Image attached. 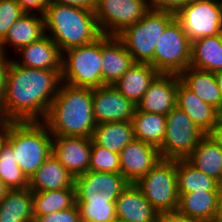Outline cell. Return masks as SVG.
<instances>
[{
  "mask_svg": "<svg viewBox=\"0 0 222 222\" xmlns=\"http://www.w3.org/2000/svg\"><path fill=\"white\" fill-rule=\"evenodd\" d=\"M136 105L113 85L93 88V116L96 124L132 121Z\"/></svg>",
  "mask_w": 222,
  "mask_h": 222,
  "instance_id": "4fadbf2b",
  "label": "cell"
},
{
  "mask_svg": "<svg viewBox=\"0 0 222 222\" xmlns=\"http://www.w3.org/2000/svg\"><path fill=\"white\" fill-rule=\"evenodd\" d=\"M176 172L179 193L219 191V182L216 179L196 169L186 159L176 160Z\"/></svg>",
  "mask_w": 222,
  "mask_h": 222,
  "instance_id": "4dcf8cb0",
  "label": "cell"
},
{
  "mask_svg": "<svg viewBox=\"0 0 222 222\" xmlns=\"http://www.w3.org/2000/svg\"><path fill=\"white\" fill-rule=\"evenodd\" d=\"M158 74L149 63H134L113 86L136 105Z\"/></svg>",
  "mask_w": 222,
  "mask_h": 222,
  "instance_id": "d4e9b609",
  "label": "cell"
},
{
  "mask_svg": "<svg viewBox=\"0 0 222 222\" xmlns=\"http://www.w3.org/2000/svg\"><path fill=\"white\" fill-rule=\"evenodd\" d=\"M117 219L128 222H158L159 212L144 197L135 183L121 192L115 201Z\"/></svg>",
  "mask_w": 222,
  "mask_h": 222,
  "instance_id": "ac0fdd59",
  "label": "cell"
},
{
  "mask_svg": "<svg viewBox=\"0 0 222 222\" xmlns=\"http://www.w3.org/2000/svg\"><path fill=\"white\" fill-rule=\"evenodd\" d=\"M161 159L156 146L134 139L119 153L120 173L129 183H135Z\"/></svg>",
  "mask_w": 222,
  "mask_h": 222,
  "instance_id": "9a60e30c",
  "label": "cell"
},
{
  "mask_svg": "<svg viewBox=\"0 0 222 222\" xmlns=\"http://www.w3.org/2000/svg\"><path fill=\"white\" fill-rule=\"evenodd\" d=\"M44 20L46 35L61 52L92 43L102 35L93 10L51 1L44 13Z\"/></svg>",
  "mask_w": 222,
  "mask_h": 222,
  "instance_id": "3957f363",
  "label": "cell"
},
{
  "mask_svg": "<svg viewBox=\"0 0 222 222\" xmlns=\"http://www.w3.org/2000/svg\"><path fill=\"white\" fill-rule=\"evenodd\" d=\"M180 81L177 74L159 73L136 104V108L140 111L167 115L176 106V93Z\"/></svg>",
  "mask_w": 222,
  "mask_h": 222,
  "instance_id": "2e32d148",
  "label": "cell"
},
{
  "mask_svg": "<svg viewBox=\"0 0 222 222\" xmlns=\"http://www.w3.org/2000/svg\"><path fill=\"white\" fill-rule=\"evenodd\" d=\"M189 66L212 73L222 70V33L193 40Z\"/></svg>",
  "mask_w": 222,
  "mask_h": 222,
  "instance_id": "4316f807",
  "label": "cell"
},
{
  "mask_svg": "<svg viewBox=\"0 0 222 222\" xmlns=\"http://www.w3.org/2000/svg\"><path fill=\"white\" fill-rule=\"evenodd\" d=\"M46 35L44 15L25 13L9 29L0 42V50L7 54V47L18 52L22 47L35 42ZM8 45V46H7Z\"/></svg>",
  "mask_w": 222,
  "mask_h": 222,
  "instance_id": "ffe728a7",
  "label": "cell"
},
{
  "mask_svg": "<svg viewBox=\"0 0 222 222\" xmlns=\"http://www.w3.org/2000/svg\"><path fill=\"white\" fill-rule=\"evenodd\" d=\"M134 63L132 56L117 36L102 34L103 86L114 85Z\"/></svg>",
  "mask_w": 222,
  "mask_h": 222,
  "instance_id": "e0dca14e",
  "label": "cell"
},
{
  "mask_svg": "<svg viewBox=\"0 0 222 222\" xmlns=\"http://www.w3.org/2000/svg\"><path fill=\"white\" fill-rule=\"evenodd\" d=\"M35 222H81L77 204L64 211H55L50 214L39 216Z\"/></svg>",
  "mask_w": 222,
  "mask_h": 222,
  "instance_id": "8d00e7d4",
  "label": "cell"
},
{
  "mask_svg": "<svg viewBox=\"0 0 222 222\" xmlns=\"http://www.w3.org/2000/svg\"><path fill=\"white\" fill-rule=\"evenodd\" d=\"M20 66L42 70H62V52L52 39L45 35L41 39L22 47L16 52ZM21 56V57H20Z\"/></svg>",
  "mask_w": 222,
  "mask_h": 222,
  "instance_id": "d6986e66",
  "label": "cell"
},
{
  "mask_svg": "<svg viewBox=\"0 0 222 222\" xmlns=\"http://www.w3.org/2000/svg\"><path fill=\"white\" fill-rule=\"evenodd\" d=\"M175 19L192 42L222 33V0H190L175 13Z\"/></svg>",
  "mask_w": 222,
  "mask_h": 222,
  "instance_id": "30bf717a",
  "label": "cell"
},
{
  "mask_svg": "<svg viewBox=\"0 0 222 222\" xmlns=\"http://www.w3.org/2000/svg\"><path fill=\"white\" fill-rule=\"evenodd\" d=\"M215 76H216V80H217L219 89H220L221 94H222V70L216 72Z\"/></svg>",
  "mask_w": 222,
  "mask_h": 222,
  "instance_id": "7dc6e473",
  "label": "cell"
},
{
  "mask_svg": "<svg viewBox=\"0 0 222 222\" xmlns=\"http://www.w3.org/2000/svg\"><path fill=\"white\" fill-rule=\"evenodd\" d=\"M9 129H10V120L2 119L0 121V151L3 145L7 142Z\"/></svg>",
  "mask_w": 222,
  "mask_h": 222,
  "instance_id": "7bdbcfd3",
  "label": "cell"
},
{
  "mask_svg": "<svg viewBox=\"0 0 222 222\" xmlns=\"http://www.w3.org/2000/svg\"><path fill=\"white\" fill-rule=\"evenodd\" d=\"M128 185L121 173L87 171L75 178L76 203H115Z\"/></svg>",
  "mask_w": 222,
  "mask_h": 222,
  "instance_id": "7c38bea8",
  "label": "cell"
},
{
  "mask_svg": "<svg viewBox=\"0 0 222 222\" xmlns=\"http://www.w3.org/2000/svg\"><path fill=\"white\" fill-rule=\"evenodd\" d=\"M81 222H114L117 219L115 203H76Z\"/></svg>",
  "mask_w": 222,
  "mask_h": 222,
  "instance_id": "e575fe53",
  "label": "cell"
},
{
  "mask_svg": "<svg viewBox=\"0 0 222 222\" xmlns=\"http://www.w3.org/2000/svg\"><path fill=\"white\" fill-rule=\"evenodd\" d=\"M89 171L120 173L119 154L92 141Z\"/></svg>",
  "mask_w": 222,
  "mask_h": 222,
  "instance_id": "836d02e7",
  "label": "cell"
},
{
  "mask_svg": "<svg viewBox=\"0 0 222 222\" xmlns=\"http://www.w3.org/2000/svg\"><path fill=\"white\" fill-rule=\"evenodd\" d=\"M21 9L25 13H37L44 15L47 6L50 4L49 0H17Z\"/></svg>",
  "mask_w": 222,
  "mask_h": 222,
  "instance_id": "f35d334b",
  "label": "cell"
},
{
  "mask_svg": "<svg viewBox=\"0 0 222 222\" xmlns=\"http://www.w3.org/2000/svg\"><path fill=\"white\" fill-rule=\"evenodd\" d=\"M92 138L53 136L52 153L73 177L89 171Z\"/></svg>",
  "mask_w": 222,
  "mask_h": 222,
  "instance_id": "5bb4252c",
  "label": "cell"
},
{
  "mask_svg": "<svg viewBox=\"0 0 222 222\" xmlns=\"http://www.w3.org/2000/svg\"><path fill=\"white\" fill-rule=\"evenodd\" d=\"M196 169L208 176L222 180V146L219 145L209 134H206L186 158Z\"/></svg>",
  "mask_w": 222,
  "mask_h": 222,
  "instance_id": "484cf974",
  "label": "cell"
},
{
  "mask_svg": "<svg viewBox=\"0 0 222 222\" xmlns=\"http://www.w3.org/2000/svg\"><path fill=\"white\" fill-rule=\"evenodd\" d=\"M42 122L52 136L91 138L96 127L93 116V88L61 82Z\"/></svg>",
  "mask_w": 222,
  "mask_h": 222,
  "instance_id": "7a4b0ae2",
  "label": "cell"
},
{
  "mask_svg": "<svg viewBox=\"0 0 222 222\" xmlns=\"http://www.w3.org/2000/svg\"><path fill=\"white\" fill-rule=\"evenodd\" d=\"M114 222H128V221H125V220H122V219H116Z\"/></svg>",
  "mask_w": 222,
  "mask_h": 222,
  "instance_id": "681fc988",
  "label": "cell"
},
{
  "mask_svg": "<svg viewBox=\"0 0 222 222\" xmlns=\"http://www.w3.org/2000/svg\"><path fill=\"white\" fill-rule=\"evenodd\" d=\"M181 82L203 102L216 108H222V94L215 73L188 67L179 75Z\"/></svg>",
  "mask_w": 222,
  "mask_h": 222,
  "instance_id": "cb8c5ba5",
  "label": "cell"
},
{
  "mask_svg": "<svg viewBox=\"0 0 222 222\" xmlns=\"http://www.w3.org/2000/svg\"><path fill=\"white\" fill-rule=\"evenodd\" d=\"M174 19L173 12L150 9L142 19L125 28L117 37L135 63H149L154 67L157 41Z\"/></svg>",
  "mask_w": 222,
  "mask_h": 222,
  "instance_id": "5b68a950",
  "label": "cell"
},
{
  "mask_svg": "<svg viewBox=\"0 0 222 222\" xmlns=\"http://www.w3.org/2000/svg\"><path fill=\"white\" fill-rule=\"evenodd\" d=\"M7 55L0 50V107L4 97L7 70L12 59L11 56Z\"/></svg>",
  "mask_w": 222,
  "mask_h": 222,
  "instance_id": "ab89813d",
  "label": "cell"
},
{
  "mask_svg": "<svg viewBox=\"0 0 222 222\" xmlns=\"http://www.w3.org/2000/svg\"><path fill=\"white\" fill-rule=\"evenodd\" d=\"M91 138L96 145L119 154L128 143L135 139L132 121L96 124Z\"/></svg>",
  "mask_w": 222,
  "mask_h": 222,
  "instance_id": "f1b7e54d",
  "label": "cell"
},
{
  "mask_svg": "<svg viewBox=\"0 0 222 222\" xmlns=\"http://www.w3.org/2000/svg\"><path fill=\"white\" fill-rule=\"evenodd\" d=\"M190 0H149L150 8L176 13Z\"/></svg>",
  "mask_w": 222,
  "mask_h": 222,
  "instance_id": "74e56055",
  "label": "cell"
},
{
  "mask_svg": "<svg viewBox=\"0 0 222 222\" xmlns=\"http://www.w3.org/2000/svg\"><path fill=\"white\" fill-rule=\"evenodd\" d=\"M191 62V41L174 19L165 29L154 51V68L163 74L180 75Z\"/></svg>",
  "mask_w": 222,
  "mask_h": 222,
  "instance_id": "9c48e42d",
  "label": "cell"
},
{
  "mask_svg": "<svg viewBox=\"0 0 222 222\" xmlns=\"http://www.w3.org/2000/svg\"><path fill=\"white\" fill-rule=\"evenodd\" d=\"M52 137L42 121L10 120L7 142L12 146L14 158L28 179L52 154Z\"/></svg>",
  "mask_w": 222,
  "mask_h": 222,
  "instance_id": "277c9868",
  "label": "cell"
},
{
  "mask_svg": "<svg viewBox=\"0 0 222 222\" xmlns=\"http://www.w3.org/2000/svg\"><path fill=\"white\" fill-rule=\"evenodd\" d=\"M74 183L75 177L52 153L29 179V188L33 192H43L75 188Z\"/></svg>",
  "mask_w": 222,
  "mask_h": 222,
  "instance_id": "603a6c76",
  "label": "cell"
},
{
  "mask_svg": "<svg viewBox=\"0 0 222 222\" xmlns=\"http://www.w3.org/2000/svg\"><path fill=\"white\" fill-rule=\"evenodd\" d=\"M25 12L17 0H0V42L5 38L12 25Z\"/></svg>",
  "mask_w": 222,
  "mask_h": 222,
  "instance_id": "d590c367",
  "label": "cell"
},
{
  "mask_svg": "<svg viewBox=\"0 0 222 222\" xmlns=\"http://www.w3.org/2000/svg\"><path fill=\"white\" fill-rule=\"evenodd\" d=\"M52 2L61 5L76 6L84 9L94 10L96 0H53Z\"/></svg>",
  "mask_w": 222,
  "mask_h": 222,
  "instance_id": "b9f144b4",
  "label": "cell"
},
{
  "mask_svg": "<svg viewBox=\"0 0 222 222\" xmlns=\"http://www.w3.org/2000/svg\"><path fill=\"white\" fill-rule=\"evenodd\" d=\"M61 80L77 87L103 86L102 35L92 43L62 52Z\"/></svg>",
  "mask_w": 222,
  "mask_h": 222,
  "instance_id": "8992f818",
  "label": "cell"
},
{
  "mask_svg": "<svg viewBox=\"0 0 222 222\" xmlns=\"http://www.w3.org/2000/svg\"><path fill=\"white\" fill-rule=\"evenodd\" d=\"M75 204V188L33 192L34 220L51 212L67 210Z\"/></svg>",
  "mask_w": 222,
  "mask_h": 222,
  "instance_id": "1f68e13d",
  "label": "cell"
},
{
  "mask_svg": "<svg viewBox=\"0 0 222 222\" xmlns=\"http://www.w3.org/2000/svg\"><path fill=\"white\" fill-rule=\"evenodd\" d=\"M209 135L222 146V121L219 118Z\"/></svg>",
  "mask_w": 222,
  "mask_h": 222,
  "instance_id": "ee69618b",
  "label": "cell"
},
{
  "mask_svg": "<svg viewBox=\"0 0 222 222\" xmlns=\"http://www.w3.org/2000/svg\"><path fill=\"white\" fill-rule=\"evenodd\" d=\"M166 115H160L135 109L132 124L135 139L159 148L166 132Z\"/></svg>",
  "mask_w": 222,
  "mask_h": 222,
  "instance_id": "f546056e",
  "label": "cell"
},
{
  "mask_svg": "<svg viewBox=\"0 0 222 222\" xmlns=\"http://www.w3.org/2000/svg\"><path fill=\"white\" fill-rule=\"evenodd\" d=\"M135 185L159 214L177 211L180 195L176 160L161 159L145 176L139 178Z\"/></svg>",
  "mask_w": 222,
  "mask_h": 222,
  "instance_id": "52a82bcc",
  "label": "cell"
},
{
  "mask_svg": "<svg viewBox=\"0 0 222 222\" xmlns=\"http://www.w3.org/2000/svg\"><path fill=\"white\" fill-rule=\"evenodd\" d=\"M166 132L158 148L162 159H186L206 135L177 106L166 115Z\"/></svg>",
  "mask_w": 222,
  "mask_h": 222,
  "instance_id": "ba28073f",
  "label": "cell"
},
{
  "mask_svg": "<svg viewBox=\"0 0 222 222\" xmlns=\"http://www.w3.org/2000/svg\"><path fill=\"white\" fill-rule=\"evenodd\" d=\"M10 188H8L4 182L2 181L0 177V202L1 200L6 196V194L9 192Z\"/></svg>",
  "mask_w": 222,
  "mask_h": 222,
  "instance_id": "bcb514c9",
  "label": "cell"
},
{
  "mask_svg": "<svg viewBox=\"0 0 222 222\" xmlns=\"http://www.w3.org/2000/svg\"><path fill=\"white\" fill-rule=\"evenodd\" d=\"M150 9L149 0H96L93 11L101 33L117 36Z\"/></svg>",
  "mask_w": 222,
  "mask_h": 222,
  "instance_id": "8fae6325",
  "label": "cell"
},
{
  "mask_svg": "<svg viewBox=\"0 0 222 222\" xmlns=\"http://www.w3.org/2000/svg\"><path fill=\"white\" fill-rule=\"evenodd\" d=\"M0 177L10 189L29 188V179L14 158L12 146L6 142L0 151Z\"/></svg>",
  "mask_w": 222,
  "mask_h": 222,
  "instance_id": "d6a6232c",
  "label": "cell"
},
{
  "mask_svg": "<svg viewBox=\"0 0 222 222\" xmlns=\"http://www.w3.org/2000/svg\"><path fill=\"white\" fill-rule=\"evenodd\" d=\"M176 106L184 111L205 134H209L217 123L219 111L203 102L181 81L177 88Z\"/></svg>",
  "mask_w": 222,
  "mask_h": 222,
  "instance_id": "44dd1931",
  "label": "cell"
},
{
  "mask_svg": "<svg viewBox=\"0 0 222 222\" xmlns=\"http://www.w3.org/2000/svg\"><path fill=\"white\" fill-rule=\"evenodd\" d=\"M219 222H222V180L219 182Z\"/></svg>",
  "mask_w": 222,
  "mask_h": 222,
  "instance_id": "f6af8a7d",
  "label": "cell"
},
{
  "mask_svg": "<svg viewBox=\"0 0 222 222\" xmlns=\"http://www.w3.org/2000/svg\"><path fill=\"white\" fill-rule=\"evenodd\" d=\"M218 118L222 121V108L219 110Z\"/></svg>",
  "mask_w": 222,
  "mask_h": 222,
  "instance_id": "c3c4849f",
  "label": "cell"
},
{
  "mask_svg": "<svg viewBox=\"0 0 222 222\" xmlns=\"http://www.w3.org/2000/svg\"><path fill=\"white\" fill-rule=\"evenodd\" d=\"M158 222H203V221L180 214L178 211H171V212L161 213L159 215Z\"/></svg>",
  "mask_w": 222,
  "mask_h": 222,
  "instance_id": "60d3db41",
  "label": "cell"
},
{
  "mask_svg": "<svg viewBox=\"0 0 222 222\" xmlns=\"http://www.w3.org/2000/svg\"><path fill=\"white\" fill-rule=\"evenodd\" d=\"M177 211L203 222H219V191L179 193Z\"/></svg>",
  "mask_w": 222,
  "mask_h": 222,
  "instance_id": "7402d4cb",
  "label": "cell"
},
{
  "mask_svg": "<svg viewBox=\"0 0 222 222\" xmlns=\"http://www.w3.org/2000/svg\"><path fill=\"white\" fill-rule=\"evenodd\" d=\"M33 191L10 189L0 202V222H33Z\"/></svg>",
  "mask_w": 222,
  "mask_h": 222,
  "instance_id": "83f0119b",
  "label": "cell"
},
{
  "mask_svg": "<svg viewBox=\"0 0 222 222\" xmlns=\"http://www.w3.org/2000/svg\"><path fill=\"white\" fill-rule=\"evenodd\" d=\"M13 58L7 70L1 118L14 122L43 121L62 82V70L20 66Z\"/></svg>",
  "mask_w": 222,
  "mask_h": 222,
  "instance_id": "6da1fadb",
  "label": "cell"
}]
</instances>
